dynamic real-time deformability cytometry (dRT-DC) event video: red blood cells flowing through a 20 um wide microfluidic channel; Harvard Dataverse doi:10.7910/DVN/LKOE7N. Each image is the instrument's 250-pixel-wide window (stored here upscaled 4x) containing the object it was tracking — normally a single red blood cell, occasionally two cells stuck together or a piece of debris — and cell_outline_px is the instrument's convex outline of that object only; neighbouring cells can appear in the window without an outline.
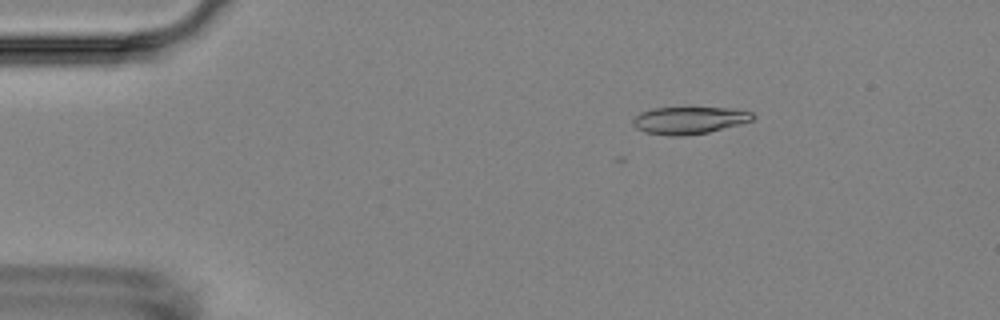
{"species": "Egyptian fruit bat (a non-hibernating species)", "species_latin": "Rousettus aegyptiacus", "temperature_condition": "room temperature", "stored_images_in_passage": 5, "camera_frame_rate_fps": 3000, "um_per_image_px": 0.085, "animal": {"sex": "female"}, "frame": {"image": 1, "passage_image": 3, "time_ms": 2.0, "image_size_px": [1000, 320], "cell_outline_px": [[756, 116], [752, 120], [740, 124], [708, 132], [684, 136], [668, 136], [644, 132], [636, 128], [632, 124], [632, 120], [640, 112], [652, 108], [728, 108], [752, 112]], "centroid_in_image_um": [58.55, 10.23], "position_along_channel_um": 26.4, "area_um2": 19.02}}